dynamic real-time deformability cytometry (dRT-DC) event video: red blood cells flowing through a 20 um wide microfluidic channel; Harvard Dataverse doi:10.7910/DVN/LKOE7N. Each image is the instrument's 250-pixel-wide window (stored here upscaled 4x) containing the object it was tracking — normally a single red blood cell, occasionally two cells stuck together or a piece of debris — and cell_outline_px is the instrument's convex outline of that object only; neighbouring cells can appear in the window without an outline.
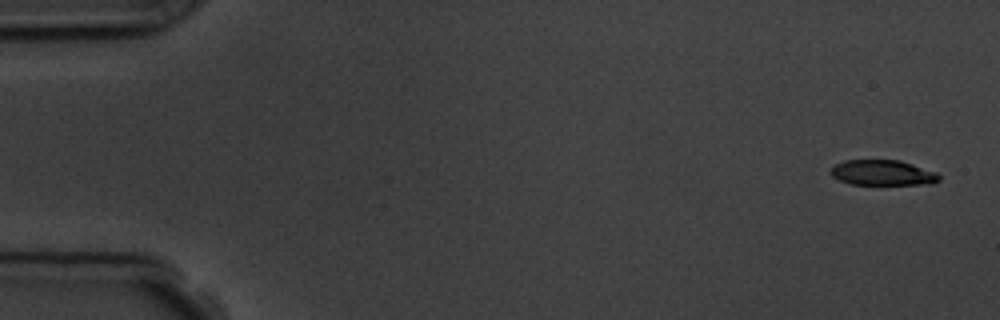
{"species": "common noctule bat (a hibernating species)", "species_latin": "Nyctalus noctula", "temperature_condition": "room temperature", "stored_images_in_passage": 5, "camera_frame_rate_fps": 3000, "um_per_image_px": 0.085, "animal": {"sex": "male", "body_mass_g": 19.5, "forearm_length_mm": 54.6}, "frame": {"image": 1, "passage_image": 1, "time_ms": 0.0, "image_size_px": [1000, 320], "cell_outline_px": [[940, 180], [932, 184], [852, 184], [840, 180], [832, 176], [832, 168], [836, 164], [844, 160], [900, 160], [936, 172], [940, 176]], "centroid_in_image_um": [75.06, 14.68], "position_along_channel_um": 9.9, "area_um2": 15.84}}